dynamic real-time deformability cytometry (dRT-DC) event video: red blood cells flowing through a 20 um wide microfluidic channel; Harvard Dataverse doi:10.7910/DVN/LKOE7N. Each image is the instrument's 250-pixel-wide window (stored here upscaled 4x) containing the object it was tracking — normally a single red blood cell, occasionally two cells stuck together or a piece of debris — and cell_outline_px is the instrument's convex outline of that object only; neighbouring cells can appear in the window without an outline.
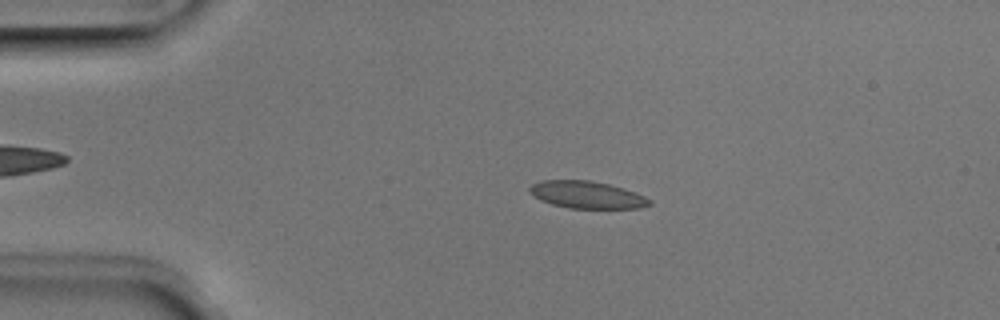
{"species": "Egyptian fruit bat (a non-hibernating species)", "species_latin": "Rousettus aegyptiacus", "temperature_condition": "room temperature", "stored_images_in_passage": 3, "camera_frame_rate_fps": 3000, "um_per_image_px": 0.085, "animal": {"sex": "male"}, "frame": {"image": 1, "passage_image": 2, "time_ms": 0.333, "image_size_px": [1000, 320], "cell_outline_px": [[652, 204], [640, 208], [568, 208], [552, 204], [540, 200], [528, 192], [528, 188], [532, 184], [544, 180], [588, 180], [608, 184], [624, 188], [636, 192], [652, 200]], "centroid_in_image_um": [49.89, 16.56], "position_along_channel_um": 35.1, "area_um2": 19.07}}